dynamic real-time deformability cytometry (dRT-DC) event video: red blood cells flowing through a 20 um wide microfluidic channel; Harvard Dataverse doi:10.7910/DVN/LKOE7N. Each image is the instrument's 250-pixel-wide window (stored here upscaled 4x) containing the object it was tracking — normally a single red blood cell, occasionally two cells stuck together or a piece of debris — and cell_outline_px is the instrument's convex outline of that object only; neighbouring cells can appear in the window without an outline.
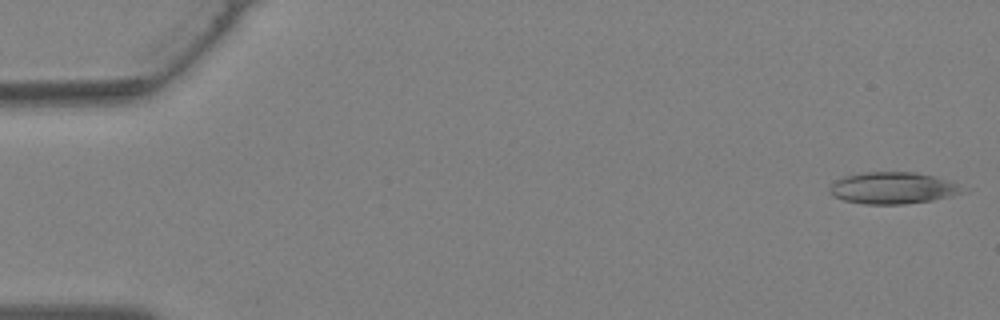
{"species": "Egyptian fruit bat (a non-hibernating species)", "species_latin": "Rousettus aegyptiacus", "temperature_condition": "warm", "stored_images_in_passage": 35, "camera_frame_rate_fps": 3000, "um_per_image_px": 0.085, "animal": {"sex": "female"}, "frame": {"image": 1, "passage_image": 1, "time_ms": 0.0, "image_size_px": [1000, 320], "cell_outline_px": [[968, 192], [952, 196], [932, 200], [904, 204], [864, 204], [844, 200], [832, 196], [828, 188], [836, 180], [844, 176], [864, 172], [916, 172], [932, 176], [968, 188]], "centroid_in_image_um": [75.9, 15.99], "position_along_channel_um": 9.1, "area_um2": 24.62}}
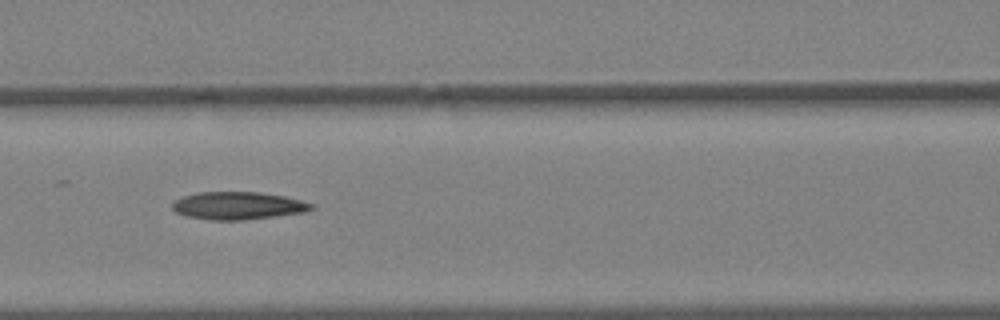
{"frame": {"image": 2, "passage_image": 17, "time_ms": 5.333, "image_size_px": [1000, 320], "cell_outline_px": [[316, 208], [308, 212], [244, 220], [212, 220], [188, 216], [176, 212], [172, 208], [172, 204], [176, 200], [184, 196], [196, 192], [260, 192], [284, 196], [316, 204]], "centroid_in_image_um": [20.3, 17.48], "position_along_channel_um": 146.3, "area_um2": 22.54}}
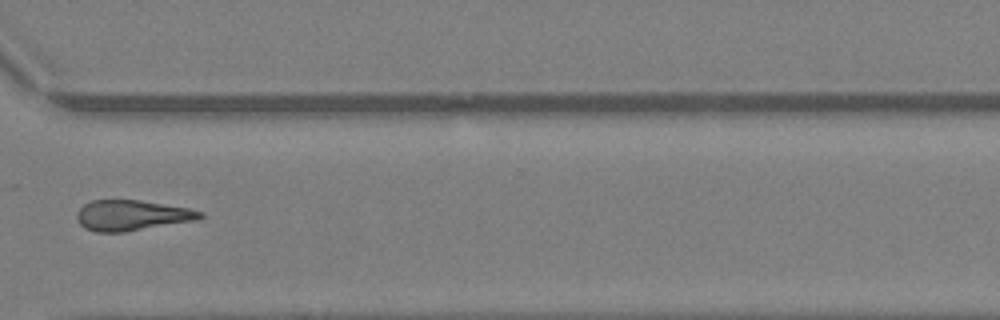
{"frame": {"image": 3, "passage_image": 29, "time_ms": 9.333, "image_size_px": [1000, 320], "cell_outline_px": [[204, 216], [196, 220], [124, 232], [96, 232], [84, 228], [80, 224], [76, 216], [76, 212], [84, 204], [92, 200], [140, 200], [188, 208], [204, 212]], "centroid_in_image_um": [11.19, 18.3], "position_along_channel_um": 359.4, "area_um2": 21.85}}